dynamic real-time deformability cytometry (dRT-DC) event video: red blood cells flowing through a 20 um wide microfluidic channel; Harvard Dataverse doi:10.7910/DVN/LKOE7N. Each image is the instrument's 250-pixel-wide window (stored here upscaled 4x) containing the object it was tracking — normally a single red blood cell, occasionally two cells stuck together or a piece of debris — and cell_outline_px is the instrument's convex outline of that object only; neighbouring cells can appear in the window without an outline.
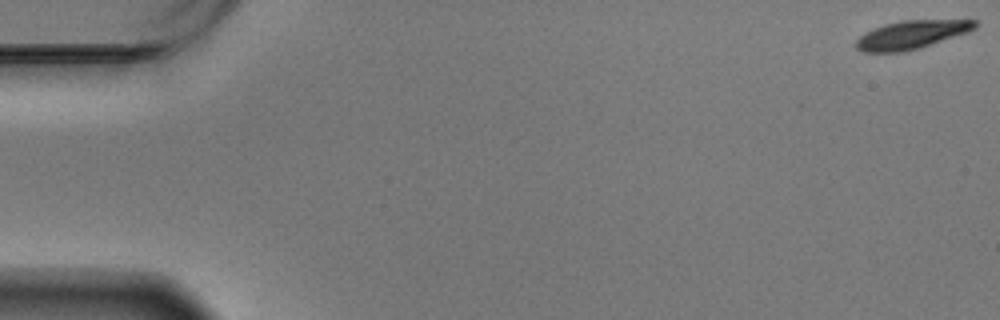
{"species": "Egyptian fruit bat (a non-hibernating species)", "species_latin": "Rousettus aegyptiacus", "temperature_condition": "warm", "stored_images_in_passage": 26, "camera_frame_rate_fps": 3000, "um_per_image_px": 0.085, "animal": {"sex": "male"}, "frame": {"image": 1, "passage_image": 1, "time_ms": 0.0, "image_size_px": [1000, 320], "cell_outline_px": [[976, 28], [968, 32], [920, 48], [904, 52], [864, 52], [856, 48], [856, 40], [860, 36], [884, 24], [904, 20], [976, 20]], "centroid_in_image_um": [77.49, 2.96], "position_along_channel_um": 7.5, "area_um2": 19.42}}
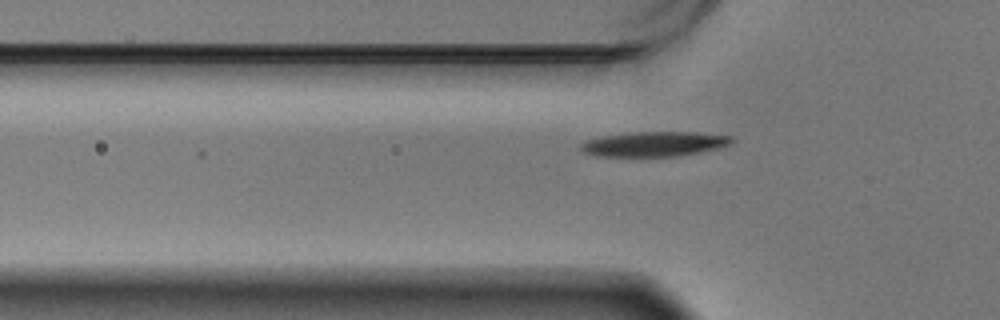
{"frame": {"image": 2, "passage_image": 20, "time_ms": 6.333, "image_size_px": [1000, 320], "cell_outline_px": [[736, 140], [732, 144], [720, 148], [680, 156], [596, 156], [584, 152], [580, 148], [580, 144], [588, 140], [604, 136], [628, 132], [696, 132], [732, 136]], "centroid_in_image_um": [55.68, 12.24], "position_along_channel_um": 70.1, "area_um2": 21.96}}
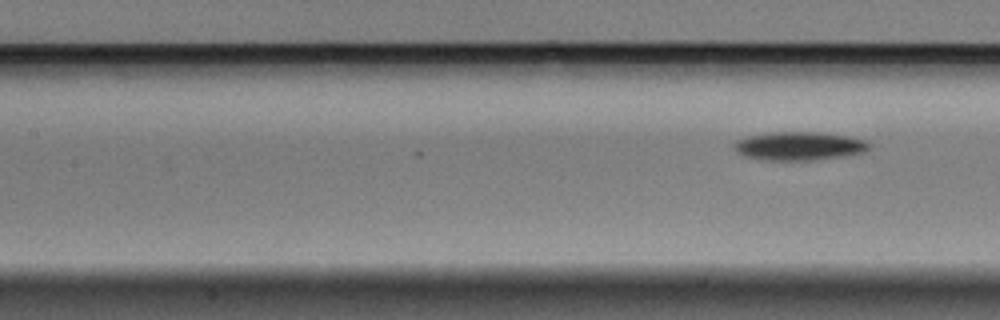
{"frame": {"image": 3, "passage_image": 26, "time_ms": 8.333, "image_size_px": [1000, 320], "cell_outline_px": [[872, 144], [864, 152], [852, 156], [816, 160], [760, 160], [744, 156], [736, 152], [736, 140], [748, 136], [772, 132], [816, 132], [848, 136], [864, 140]], "centroid_in_image_um": [67.98, 12.43], "position_along_channel_um": 139.4, "area_um2": 22.6}}